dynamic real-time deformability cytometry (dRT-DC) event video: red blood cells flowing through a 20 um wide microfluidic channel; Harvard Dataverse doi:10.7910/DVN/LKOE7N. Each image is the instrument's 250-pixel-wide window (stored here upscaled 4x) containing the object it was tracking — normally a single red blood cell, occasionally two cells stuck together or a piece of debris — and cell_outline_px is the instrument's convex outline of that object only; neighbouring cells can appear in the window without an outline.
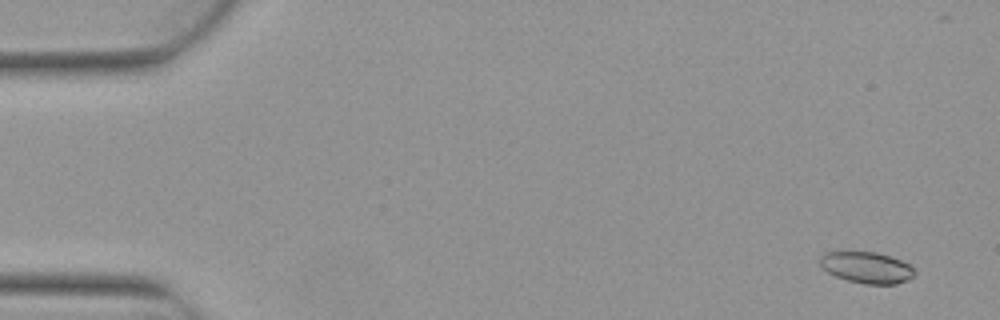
{"species": "Egyptian fruit bat (a non-hibernating species)", "species_latin": "Rousettus aegyptiacus", "temperature_condition": "warm", "stored_images_in_passage": 8, "camera_frame_rate_fps": 3000, "um_per_image_px": 0.085, "animal": {"sex": "female"}, "frame": {"image": 1, "passage_image": 1, "time_ms": 0.0, "image_size_px": [1000, 320], "cell_outline_px": [[916, 272], [908, 280], [896, 284], [864, 284], [848, 280], [836, 276], [828, 272], [820, 264], [820, 256], [824, 252], [876, 252], [900, 260], [908, 264]], "centroid_in_image_um": [73.66, 22.74], "position_along_channel_um": 11.3, "area_um2": 17.05}}
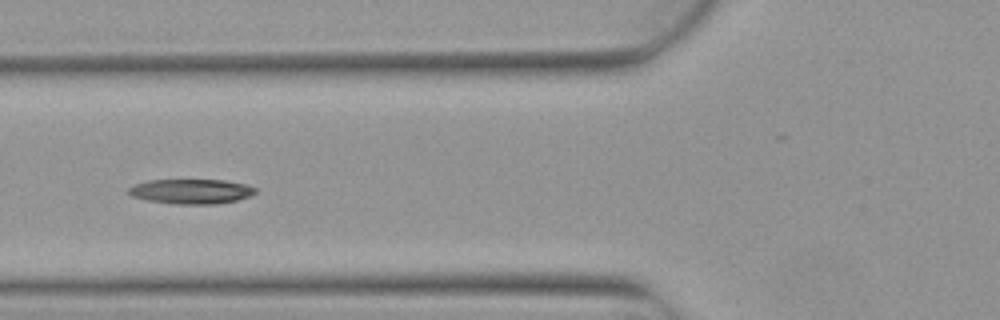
{"frame": {"image": 2, "passage_image": 6, "time_ms": 1.667, "image_size_px": [1000, 320], "cell_outline_px": [[256, 192], [252, 196], [236, 200], [216, 204], [176, 204], [148, 200], [132, 196], [128, 192], [128, 188], [136, 184], [148, 180], [224, 180], [248, 184], [256, 188]], "centroid_in_image_um": [16.3, 16.26], "position_along_channel_um": 109.5, "area_um2": 18.32}}
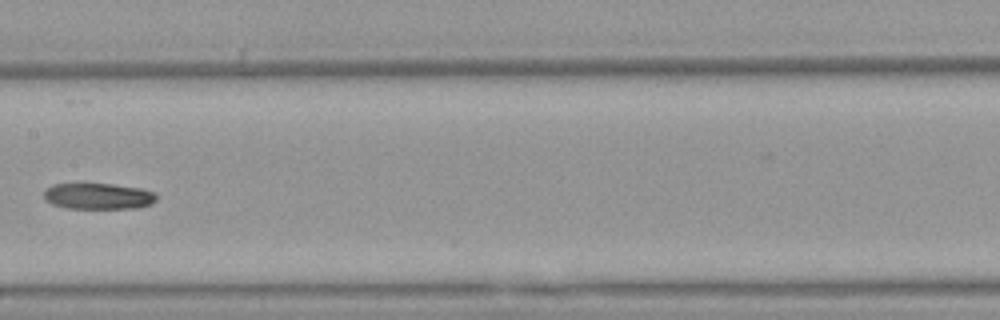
{"frame": {"image": 3, "passage_image": 8, "time_ms": 2.333, "image_size_px": [1000, 320], "cell_outline_px": [[156, 200], [152, 204], [140, 208], [68, 208], [52, 204], [44, 196], [44, 192], [52, 184], [112, 184], [140, 188], [156, 192]], "centroid_in_image_um": [8.41, 16.68], "position_along_channel_um": 199.0, "area_um2": 17.05}}